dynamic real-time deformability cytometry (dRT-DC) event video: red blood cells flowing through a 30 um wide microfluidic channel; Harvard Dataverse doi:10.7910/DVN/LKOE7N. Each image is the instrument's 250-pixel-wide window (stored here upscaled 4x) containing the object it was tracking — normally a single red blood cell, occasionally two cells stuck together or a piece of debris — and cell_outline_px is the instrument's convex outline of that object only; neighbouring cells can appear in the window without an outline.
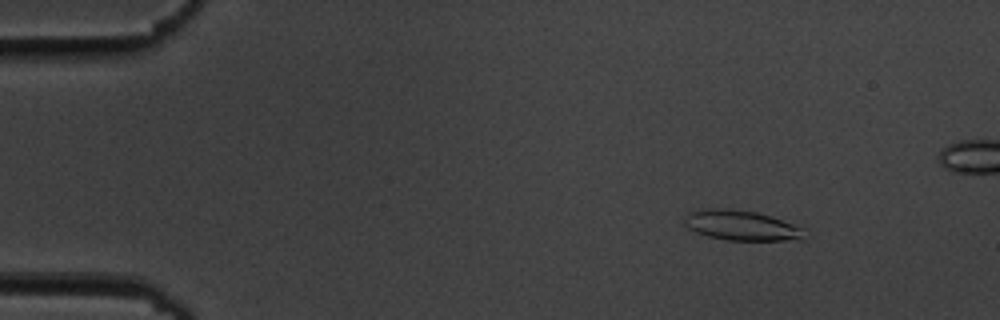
{"species": "common noctule bat (a hibernating species)", "species_latin": "Nyctalus noctula", "temperature_condition": "cold", "stored_images_in_passage": 51, "camera_frame_rate_fps": 3000, "um_per_image_px": 0.085, "animal": {"sex": "male", "body_mass_g": 19.5, "forearm_length_mm": 54.6}, "frame": {"image": 1, "passage_image": 6, "time_ms": 1.667, "image_size_px": [1000, 320], "cell_outline_px": [[804, 228], [800, 240], [728, 240], [708, 236], [696, 232], [688, 228], [684, 224], [684, 216], [688, 212], [708, 208], [716, 208], [756, 212], [772, 216]], "centroid_in_image_um": [62.97, 19.16], "position_along_channel_um": 22.0, "area_um2": 20.81}}
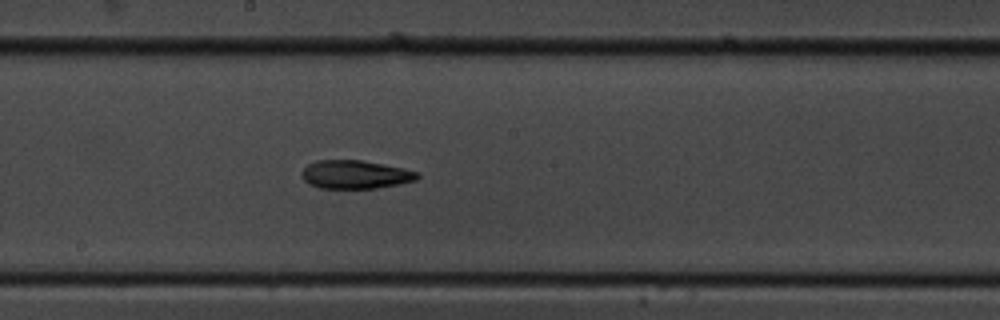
{"frame": {"image": 2, "passage_image": 29, "time_ms": 9.333, "image_size_px": [1000, 320], "cell_outline_px": [[420, 176], [416, 180], [400, 184], [376, 188], [320, 188], [308, 184], [300, 176], [300, 172], [308, 164], [316, 160], [360, 160], [404, 168], [420, 172]], "centroid_in_image_um": [30.19, 14.83], "position_along_channel_um": 218.0, "area_um2": 19.31}}
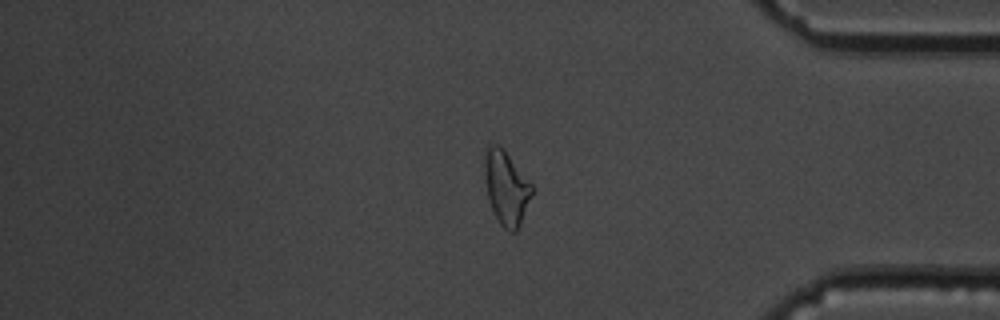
{"frame": {"image": 3, "passage_image": 45, "time_ms": 14.667, "image_size_px": [1000, 320], "cell_outline_px": [[532, 192], [520, 224], [516, 232], [508, 232], [500, 224], [492, 208], [488, 196], [484, 176], [484, 160], [488, 148], [492, 144], [496, 144], [504, 148], [532, 184]], "centroid_in_image_um": [43.03, 15.95], "position_along_channel_um": 392.2, "area_um2": 20.06}, "authors_computed_cell_mechanics": {"area_um2": 20.0566, "velocity_mm_per_s": 3.6565, "shape_relaxation_time_tau1_ms": null, "shape_relaxation_time_tau2_ms": 6.8319, "deformation_change_tau1": null, "deformation_change_tau2": 0.1658}}